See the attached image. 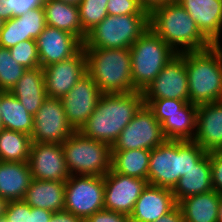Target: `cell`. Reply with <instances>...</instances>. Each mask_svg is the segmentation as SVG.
Instances as JSON below:
<instances>
[{"instance_id":"obj_53","label":"cell","mask_w":222,"mask_h":222,"mask_svg":"<svg viewBox=\"0 0 222 222\" xmlns=\"http://www.w3.org/2000/svg\"><path fill=\"white\" fill-rule=\"evenodd\" d=\"M0 222H8V221H7L6 217L3 216V217L0 218Z\"/></svg>"},{"instance_id":"obj_51","label":"cell","mask_w":222,"mask_h":222,"mask_svg":"<svg viewBox=\"0 0 222 222\" xmlns=\"http://www.w3.org/2000/svg\"><path fill=\"white\" fill-rule=\"evenodd\" d=\"M4 21H5V20H4L3 18L0 17V30H1L2 27H3Z\"/></svg>"},{"instance_id":"obj_50","label":"cell","mask_w":222,"mask_h":222,"mask_svg":"<svg viewBox=\"0 0 222 222\" xmlns=\"http://www.w3.org/2000/svg\"><path fill=\"white\" fill-rule=\"evenodd\" d=\"M58 1H62L64 3L78 5L81 0H58Z\"/></svg>"},{"instance_id":"obj_7","label":"cell","mask_w":222,"mask_h":222,"mask_svg":"<svg viewBox=\"0 0 222 222\" xmlns=\"http://www.w3.org/2000/svg\"><path fill=\"white\" fill-rule=\"evenodd\" d=\"M62 148L70 175L105 176L112 168V148L108 143L75 131Z\"/></svg>"},{"instance_id":"obj_3","label":"cell","mask_w":222,"mask_h":222,"mask_svg":"<svg viewBox=\"0 0 222 222\" xmlns=\"http://www.w3.org/2000/svg\"><path fill=\"white\" fill-rule=\"evenodd\" d=\"M206 154L194 141L166 140L151 150L148 184L173 190L179 179Z\"/></svg>"},{"instance_id":"obj_36","label":"cell","mask_w":222,"mask_h":222,"mask_svg":"<svg viewBox=\"0 0 222 222\" xmlns=\"http://www.w3.org/2000/svg\"><path fill=\"white\" fill-rule=\"evenodd\" d=\"M186 103L184 100L177 99H144V105L153 112L160 124L165 121V114L179 112Z\"/></svg>"},{"instance_id":"obj_46","label":"cell","mask_w":222,"mask_h":222,"mask_svg":"<svg viewBox=\"0 0 222 222\" xmlns=\"http://www.w3.org/2000/svg\"><path fill=\"white\" fill-rule=\"evenodd\" d=\"M210 47L219 57L220 64L222 66V37L212 40L210 43Z\"/></svg>"},{"instance_id":"obj_18","label":"cell","mask_w":222,"mask_h":222,"mask_svg":"<svg viewBox=\"0 0 222 222\" xmlns=\"http://www.w3.org/2000/svg\"><path fill=\"white\" fill-rule=\"evenodd\" d=\"M193 141L207 153L222 151V100L197 106Z\"/></svg>"},{"instance_id":"obj_5","label":"cell","mask_w":222,"mask_h":222,"mask_svg":"<svg viewBox=\"0 0 222 222\" xmlns=\"http://www.w3.org/2000/svg\"><path fill=\"white\" fill-rule=\"evenodd\" d=\"M189 102L195 105L222 100V66L211 47L185 52Z\"/></svg>"},{"instance_id":"obj_28","label":"cell","mask_w":222,"mask_h":222,"mask_svg":"<svg viewBox=\"0 0 222 222\" xmlns=\"http://www.w3.org/2000/svg\"><path fill=\"white\" fill-rule=\"evenodd\" d=\"M1 124L3 129L30 135L33 132L34 116L11 93L1 91Z\"/></svg>"},{"instance_id":"obj_11","label":"cell","mask_w":222,"mask_h":222,"mask_svg":"<svg viewBox=\"0 0 222 222\" xmlns=\"http://www.w3.org/2000/svg\"><path fill=\"white\" fill-rule=\"evenodd\" d=\"M74 132L61 99L47 97L34 115L31 142L63 144Z\"/></svg>"},{"instance_id":"obj_33","label":"cell","mask_w":222,"mask_h":222,"mask_svg":"<svg viewBox=\"0 0 222 222\" xmlns=\"http://www.w3.org/2000/svg\"><path fill=\"white\" fill-rule=\"evenodd\" d=\"M12 58L26 69L41 67L36 40L29 39L9 48Z\"/></svg>"},{"instance_id":"obj_41","label":"cell","mask_w":222,"mask_h":222,"mask_svg":"<svg viewBox=\"0 0 222 222\" xmlns=\"http://www.w3.org/2000/svg\"><path fill=\"white\" fill-rule=\"evenodd\" d=\"M43 1L44 0H5V6H7L13 16H15L41 6Z\"/></svg>"},{"instance_id":"obj_12","label":"cell","mask_w":222,"mask_h":222,"mask_svg":"<svg viewBox=\"0 0 222 222\" xmlns=\"http://www.w3.org/2000/svg\"><path fill=\"white\" fill-rule=\"evenodd\" d=\"M185 53L176 54L142 92L143 99H177L189 102Z\"/></svg>"},{"instance_id":"obj_39","label":"cell","mask_w":222,"mask_h":222,"mask_svg":"<svg viewBox=\"0 0 222 222\" xmlns=\"http://www.w3.org/2000/svg\"><path fill=\"white\" fill-rule=\"evenodd\" d=\"M212 187L222 195V151L210 152Z\"/></svg>"},{"instance_id":"obj_31","label":"cell","mask_w":222,"mask_h":222,"mask_svg":"<svg viewBox=\"0 0 222 222\" xmlns=\"http://www.w3.org/2000/svg\"><path fill=\"white\" fill-rule=\"evenodd\" d=\"M26 68L15 61L9 49L0 47V91L10 92Z\"/></svg>"},{"instance_id":"obj_40","label":"cell","mask_w":222,"mask_h":222,"mask_svg":"<svg viewBox=\"0 0 222 222\" xmlns=\"http://www.w3.org/2000/svg\"><path fill=\"white\" fill-rule=\"evenodd\" d=\"M84 222H131V221L128 215L104 209L95 212Z\"/></svg>"},{"instance_id":"obj_19","label":"cell","mask_w":222,"mask_h":222,"mask_svg":"<svg viewBox=\"0 0 222 222\" xmlns=\"http://www.w3.org/2000/svg\"><path fill=\"white\" fill-rule=\"evenodd\" d=\"M176 205L171 189L148 184L137 199L129 219L131 222H154Z\"/></svg>"},{"instance_id":"obj_45","label":"cell","mask_w":222,"mask_h":222,"mask_svg":"<svg viewBox=\"0 0 222 222\" xmlns=\"http://www.w3.org/2000/svg\"><path fill=\"white\" fill-rule=\"evenodd\" d=\"M174 0H139L141 6L150 12L153 8Z\"/></svg>"},{"instance_id":"obj_47","label":"cell","mask_w":222,"mask_h":222,"mask_svg":"<svg viewBox=\"0 0 222 222\" xmlns=\"http://www.w3.org/2000/svg\"><path fill=\"white\" fill-rule=\"evenodd\" d=\"M12 16L13 14L9 10V8L5 6V0H0V17L4 20H7Z\"/></svg>"},{"instance_id":"obj_13","label":"cell","mask_w":222,"mask_h":222,"mask_svg":"<svg viewBox=\"0 0 222 222\" xmlns=\"http://www.w3.org/2000/svg\"><path fill=\"white\" fill-rule=\"evenodd\" d=\"M104 209L130 216L148 181L125 176L112 168L104 176Z\"/></svg>"},{"instance_id":"obj_42","label":"cell","mask_w":222,"mask_h":222,"mask_svg":"<svg viewBox=\"0 0 222 222\" xmlns=\"http://www.w3.org/2000/svg\"><path fill=\"white\" fill-rule=\"evenodd\" d=\"M52 215L50 210L30 207L29 222H49Z\"/></svg>"},{"instance_id":"obj_38","label":"cell","mask_w":222,"mask_h":222,"mask_svg":"<svg viewBox=\"0 0 222 222\" xmlns=\"http://www.w3.org/2000/svg\"><path fill=\"white\" fill-rule=\"evenodd\" d=\"M30 206L24 201H9L4 216L8 222H29Z\"/></svg>"},{"instance_id":"obj_32","label":"cell","mask_w":222,"mask_h":222,"mask_svg":"<svg viewBox=\"0 0 222 222\" xmlns=\"http://www.w3.org/2000/svg\"><path fill=\"white\" fill-rule=\"evenodd\" d=\"M108 0H81L78 11L82 30L87 34L108 16Z\"/></svg>"},{"instance_id":"obj_29","label":"cell","mask_w":222,"mask_h":222,"mask_svg":"<svg viewBox=\"0 0 222 222\" xmlns=\"http://www.w3.org/2000/svg\"><path fill=\"white\" fill-rule=\"evenodd\" d=\"M151 150L112 151V169L122 175L147 180Z\"/></svg>"},{"instance_id":"obj_6","label":"cell","mask_w":222,"mask_h":222,"mask_svg":"<svg viewBox=\"0 0 222 222\" xmlns=\"http://www.w3.org/2000/svg\"><path fill=\"white\" fill-rule=\"evenodd\" d=\"M132 83L143 92L177 54L150 27L130 47Z\"/></svg>"},{"instance_id":"obj_8","label":"cell","mask_w":222,"mask_h":222,"mask_svg":"<svg viewBox=\"0 0 222 222\" xmlns=\"http://www.w3.org/2000/svg\"><path fill=\"white\" fill-rule=\"evenodd\" d=\"M149 28V14L108 15L86 35L83 48L130 49Z\"/></svg>"},{"instance_id":"obj_23","label":"cell","mask_w":222,"mask_h":222,"mask_svg":"<svg viewBox=\"0 0 222 222\" xmlns=\"http://www.w3.org/2000/svg\"><path fill=\"white\" fill-rule=\"evenodd\" d=\"M66 181L32 179L24 201L34 208L58 212L64 210Z\"/></svg>"},{"instance_id":"obj_9","label":"cell","mask_w":222,"mask_h":222,"mask_svg":"<svg viewBox=\"0 0 222 222\" xmlns=\"http://www.w3.org/2000/svg\"><path fill=\"white\" fill-rule=\"evenodd\" d=\"M104 176L71 175L66 180L64 210L86 221L104 210Z\"/></svg>"},{"instance_id":"obj_27","label":"cell","mask_w":222,"mask_h":222,"mask_svg":"<svg viewBox=\"0 0 222 222\" xmlns=\"http://www.w3.org/2000/svg\"><path fill=\"white\" fill-rule=\"evenodd\" d=\"M197 105L187 102L179 112L165 114L161 124L166 140L193 141L196 132Z\"/></svg>"},{"instance_id":"obj_1","label":"cell","mask_w":222,"mask_h":222,"mask_svg":"<svg viewBox=\"0 0 222 222\" xmlns=\"http://www.w3.org/2000/svg\"><path fill=\"white\" fill-rule=\"evenodd\" d=\"M143 105L141 91L102 94L94 112L78 131L112 146Z\"/></svg>"},{"instance_id":"obj_10","label":"cell","mask_w":222,"mask_h":222,"mask_svg":"<svg viewBox=\"0 0 222 222\" xmlns=\"http://www.w3.org/2000/svg\"><path fill=\"white\" fill-rule=\"evenodd\" d=\"M165 141L161 124L155 119L147 105H143L122 130L111 148L112 151L152 150Z\"/></svg>"},{"instance_id":"obj_21","label":"cell","mask_w":222,"mask_h":222,"mask_svg":"<svg viewBox=\"0 0 222 222\" xmlns=\"http://www.w3.org/2000/svg\"><path fill=\"white\" fill-rule=\"evenodd\" d=\"M31 180L28 162L0 161V197L8 202L23 200Z\"/></svg>"},{"instance_id":"obj_20","label":"cell","mask_w":222,"mask_h":222,"mask_svg":"<svg viewBox=\"0 0 222 222\" xmlns=\"http://www.w3.org/2000/svg\"><path fill=\"white\" fill-rule=\"evenodd\" d=\"M190 14L201 33L211 42L222 37L221 0H176Z\"/></svg>"},{"instance_id":"obj_14","label":"cell","mask_w":222,"mask_h":222,"mask_svg":"<svg viewBox=\"0 0 222 222\" xmlns=\"http://www.w3.org/2000/svg\"><path fill=\"white\" fill-rule=\"evenodd\" d=\"M102 94L92 77L86 73L61 98L66 119L75 131H78L92 115Z\"/></svg>"},{"instance_id":"obj_37","label":"cell","mask_w":222,"mask_h":222,"mask_svg":"<svg viewBox=\"0 0 222 222\" xmlns=\"http://www.w3.org/2000/svg\"><path fill=\"white\" fill-rule=\"evenodd\" d=\"M106 8L108 15L149 14L139 0H108Z\"/></svg>"},{"instance_id":"obj_44","label":"cell","mask_w":222,"mask_h":222,"mask_svg":"<svg viewBox=\"0 0 222 222\" xmlns=\"http://www.w3.org/2000/svg\"><path fill=\"white\" fill-rule=\"evenodd\" d=\"M154 222H185L182 211L178 205H176L171 211L167 214L160 217Z\"/></svg>"},{"instance_id":"obj_49","label":"cell","mask_w":222,"mask_h":222,"mask_svg":"<svg viewBox=\"0 0 222 222\" xmlns=\"http://www.w3.org/2000/svg\"><path fill=\"white\" fill-rule=\"evenodd\" d=\"M217 222H222V195H221L219 209H218V219H217Z\"/></svg>"},{"instance_id":"obj_16","label":"cell","mask_w":222,"mask_h":222,"mask_svg":"<svg viewBox=\"0 0 222 222\" xmlns=\"http://www.w3.org/2000/svg\"><path fill=\"white\" fill-rule=\"evenodd\" d=\"M28 163L32 179L66 181L71 176L62 144L32 142Z\"/></svg>"},{"instance_id":"obj_15","label":"cell","mask_w":222,"mask_h":222,"mask_svg":"<svg viewBox=\"0 0 222 222\" xmlns=\"http://www.w3.org/2000/svg\"><path fill=\"white\" fill-rule=\"evenodd\" d=\"M43 70L47 96L61 99L87 73L84 48L70 59L46 66Z\"/></svg>"},{"instance_id":"obj_34","label":"cell","mask_w":222,"mask_h":222,"mask_svg":"<svg viewBox=\"0 0 222 222\" xmlns=\"http://www.w3.org/2000/svg\"><path fill=\"white\" fill-rule=\"evenodd\" d=\"M24 41V28L21 14L10 17L4 21L0 30V47L11 48Z\"/></svg>"},{"instance_id":"obj_24","label":"cell","mask_w":222,"mask_h":222,"mask_svg":"<svg viewBox=\"0 0 222 222\" xmlns=\"http://www.w3.org/2000/svg\"><path fill=\"white\" fill-rule=\"evenodd\" d=\"M46 26L55 27L75 35L82 43L86 33L82 30L78 6L58 0H44L42 3Z\"/></svg>"},{"instance_id":"obj_30","label":"cell","mask_w":222,"mask_h":222,"mask_svg":"<svg viewBox=\"0 0 222 222\" xmlns=\"http://www.w3.org/2000/svg\"><path fill=\"white\" fill-rule=\"evenodd\" d=\"M31 136L13 130H0V161L28 162Z\"/></svg>"},{"instance_id":"obj_48","label":"cell","mask_w":222,"mask_h":222,"mask_svg":"<svg viewBox=\"0 0 222 222\" xmlns=\"http://www.w3.org/2000/svg\"><path fill=\"white\" fill-rule=\"evenodd\" d=\"M7 205L8 201L5 198L0 197V218L4 216Z\"/></svg>"},{"instance_id":"obj_4","label":"cell","mask_w":222,"mask_h":222,"mask_svg":"<svg viewBox=\"0 0 222 222\" xmlns=\"http://www.w3.org/2000/svg\"><path fill=\"white\" fill-rule=\"evenodd\" d=\"M87 73L103 94L131 93L132 83L130 49L84 48Z\"/></svg>"},{"instance_id":"obj_22","label":"cell","mask_w":222,"mask_h":222,"mask_svg":"<svg viewBox=\"0 0 222 222\" xmlns=\"http://www.w3.org/2000/svg\"><path fill=\"white\" fill-rule=\"evenodd\" d=\"M10 92L34 116L48 97L43 68L26 69Z\"/></svg>"},{"instance_id":"obj_52","label":"cell","mask_w":222,"mask_h":222,"mask_svg":"<svg viewBox=\"0 0 222 222\" xmlns=\"http://www.w3.org/2000/svg\"><path fill=\"white\" fill-rule=\"evenodd\" d=\"M0 102H1V91H0ZM1 110V109H0ZM2 124H1V111H0V130L2 129Z\"/></svg>"},{"instance_id":"obj_43","label":"cell","mask_w":222,"mask_h":222,"mask_svg":"<svg viewBox=\"0 0 222 222\" xmlns=\"http://www.w3.org/2000/svg\"><path fill=\"white\" fill-rule=\"evenodd\" d=\"M49 222H84L81 218L68 211L53 212Z\"/></svg>"},{"instance_id":"obj_35","label":"cell","mask_w":222,"mask_h":222,"mask_svg":"<svg viewBox=\"0 0 222 222\" xmlns=\"http://www.w3.org/2000/svg\"><path fill=\"white\" fill-rule=\"evenodd\" d=\"M24 28V41L36 40L46 27V18L43 6L33 8L21 14Z\"/></svg>"},{"instance_id":"obj_25","label":"cell","mask_w":222,"mask_h":222,"mask_svg":"<svg viewBox=\"0 0 222 222\" xmlns=\"http://www.w3.org/2000/svg\"><path fill=\"white\" fill-rule=\"evenodd\" d=\"M212 190L209 152L179 179L172 191L174 199L178 203L181 199Z\"/></svg>"},{"instance_id":"obj_26","label":"cell","mask_w":222,"mask_h":222,"mask_svg":"<svg viewBox=\"0 0 222 222\" xmlns=\"http://www.w3.org/2000/svg\"><path fill=\"white\" fill-rule=\"evenodd\" d=\"M221 195L215 190L181 199L177 205L185 222H217Z\"/></svg>"},{"instance_id":"obj_2","label":"cell","mask_w":222,"mask_h":222,"mask_svg":"<svg viewBox=\"0 0 222 222\" xmlns=\"http://www.w3.org/2000/svg\"><path fill=\"white\" fill-rule=\"evenodd\" d=\"M149 27L177 54L210 47L211 42L176 0L153 8L149 12Z\"/></svg>"},{"instance_id":"obj_17","label":"cell","mask_w":222,"mask_h":222,"mask_svg":"<svg viewBox=\"0 0 222 222\" xmlns=\"http://www.w3.org/2000/svg\"><path fill=\"white\" fill-rule=\"evenodd\" d=\"M36 44L42 68L70 59L83 48L75 35L51 26L45 27Z\"/></svg>"}]
</instances>
